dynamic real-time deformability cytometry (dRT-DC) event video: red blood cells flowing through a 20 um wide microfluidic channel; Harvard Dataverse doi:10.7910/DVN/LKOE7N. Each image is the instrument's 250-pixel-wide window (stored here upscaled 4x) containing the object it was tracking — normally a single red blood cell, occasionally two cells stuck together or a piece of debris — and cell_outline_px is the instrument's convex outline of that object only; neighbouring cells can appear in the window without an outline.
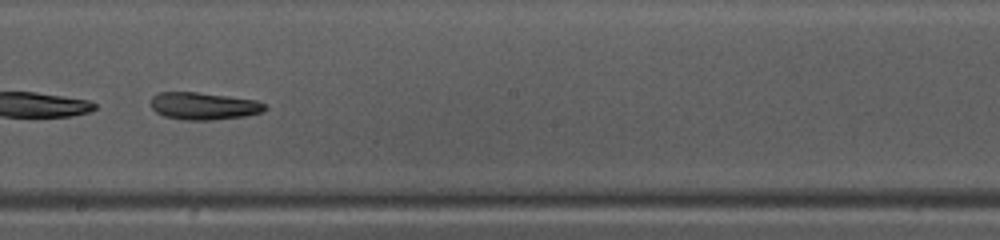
{"species": "common noctule bat (a hibernating species)", "species_latin": "Nyctalus noctula", "temperature_condition": "warm", "stored_images_in_passage": 27, "camera_frame_rate_fps": 3000, "um_per_image_px": 0.085, "animal": {"sex": "female", "body_mass_g": 10.0, "forearm_length_mm": 53.1}, "frame": {"image": 1, "passage_image": 20, "time_ms": 6.333, "image_size_px": [1000, 240], "cell_outline_px": [[268, 108], [264, 112], [244, 116], [212, 120], [184, 120], [164, 116], [156, 112], [152, 108], [152, 96], [160, 92], [196, 92], [228, 96], [256, 100], [264, 104]], "centroid_in_image_um": [17.33, 9.01], "position_along_channel_um": 230.9, "area_um2": 18.15}}
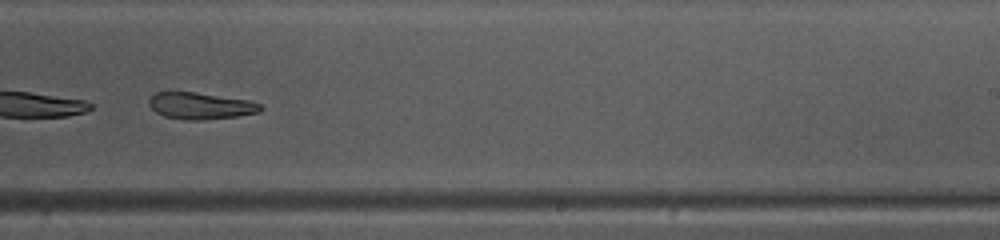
{"frame": {"image": 2, "passage_image": 23, "time_ms": 7.333, "image_size_px": [1000, 240], "cell_outline_px": [[264, 108], [260, 112], [240, 116], [204, 120], [188, 120], [164, 116], [156, 112], [148, 104], [148, 100], [156, 92], [196, 92], [248, 100], [260, 104]], "centroid_in_image_um": [17.07, 9.0], "position_along_channel_um": 271.9, "area_um2": 17.4}}